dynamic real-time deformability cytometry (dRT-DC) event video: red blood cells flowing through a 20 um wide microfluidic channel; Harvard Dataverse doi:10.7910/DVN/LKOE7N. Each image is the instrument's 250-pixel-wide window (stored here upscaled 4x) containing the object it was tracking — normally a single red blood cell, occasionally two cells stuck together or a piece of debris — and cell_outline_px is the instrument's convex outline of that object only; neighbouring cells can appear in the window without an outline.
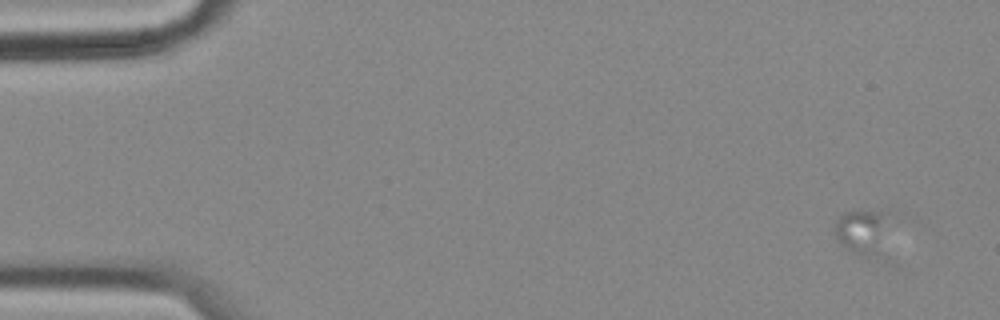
{"species": "common noctule bat (a hibernating species)", "species_latin": "Nyctalus noctula", "temperature_condition": "cold", "stored_images_in_passage": 18, "segment_of_instrument_passage": [1, 3], "camera_frame_rate_fps": 3000, "um_per_image_px": 0.085, "animal": {"sex": "female", "body_mass_g": 18.4}, "frame": {"image": 1, "passage_image": 1, "time_ms": 0.0, "image_size_px": [1000, 320], "cell_outline_px": [[888, 212], [876, 252], [864, 256], [852, 252], [840, 244], [836, 240], [836, 220], [844, 212]], "centroid_in_image_um": [73.14, 19.65], "position_along_channel_um": 11.9, "area_um2": 12.77}}